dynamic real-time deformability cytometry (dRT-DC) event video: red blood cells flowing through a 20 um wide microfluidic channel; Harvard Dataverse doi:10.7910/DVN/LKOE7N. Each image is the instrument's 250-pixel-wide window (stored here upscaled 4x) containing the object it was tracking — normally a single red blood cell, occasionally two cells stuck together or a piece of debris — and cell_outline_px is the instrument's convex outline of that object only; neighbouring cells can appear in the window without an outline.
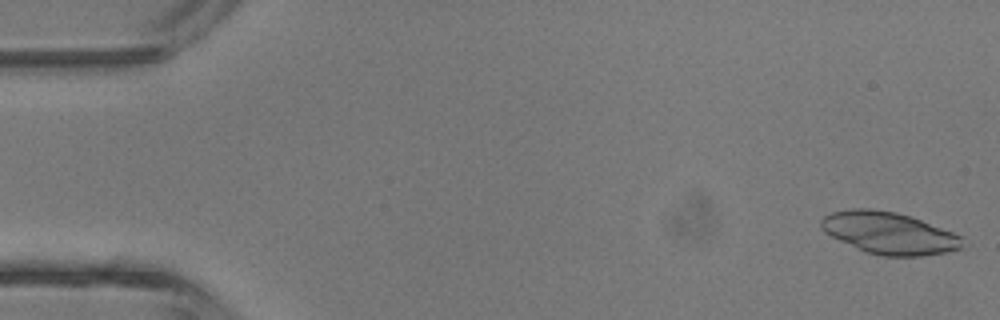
{"species": "common noctule bat (a hibernating species)", "species_latin": "Nyctalus noctula", "temperature_condition": "room temperature", "stored_images_in_passage": 42, "segment_of_instrument_passage": [1, 2], "camera_frame_rate_fps": 3000, "um_per_image_px": 0.085, "animal": {"sex": "male", "body_mass_g": 13.3}, "frame": {"image": 1, "passage_image": 1, "time_ms": 0.0, "image_size_px": [1000, 320], "cell_outline_px": [[964, 236], [960, 248], [944, 252], [924, 256], [884, 256], [864, 252], [824, 232], [820, 228], [820, 220], [824, 216], [832, 212], [852, 208], [872, 208], [896, 212], [912, 216]], "centroid_in_image_um": [75.56, 19.79], "position_along_channel_um": 9.4, "area_um2": 34.74}}